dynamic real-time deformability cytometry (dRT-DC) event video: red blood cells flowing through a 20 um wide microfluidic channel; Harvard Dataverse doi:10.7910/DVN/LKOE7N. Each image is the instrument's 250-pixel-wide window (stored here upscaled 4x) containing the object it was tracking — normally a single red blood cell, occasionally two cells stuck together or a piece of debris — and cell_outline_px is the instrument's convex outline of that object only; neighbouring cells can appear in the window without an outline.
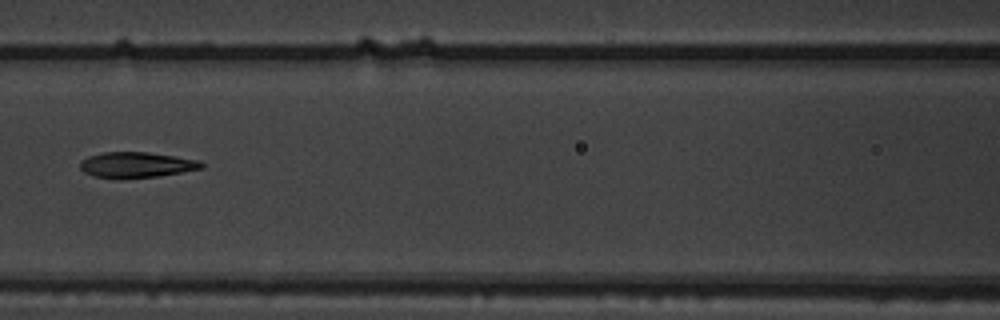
{"species": "common noctule bat (a hibernating species)", "species_latin": "Nyctalus noctula", "temperature_condition": "warm", "stored_images_in_passage": 8, "camera_frame_rate_fps": 3000, "um_per_image_px": 0.085, "animal": {"sex": "male", "body_mass_g": 19.5, "forearm_length_mm": 54.6}, "frame": {"image": 1, "passage_image": 5, "time_ms": 1.333, "image_size_px": [1000, 320], "cell_outline_px": [[204, 168], [160, 176], [116, 180], [92, 176], [84, 172], [80, 168], [80, 160], [88, 156], [104, 152], [148, 152], [200, 160], [204, 164]], "centroid_in_image_um": [11.57, 14.03], "position_along_channel_um": 155.0, "area_um2": 18.55}}
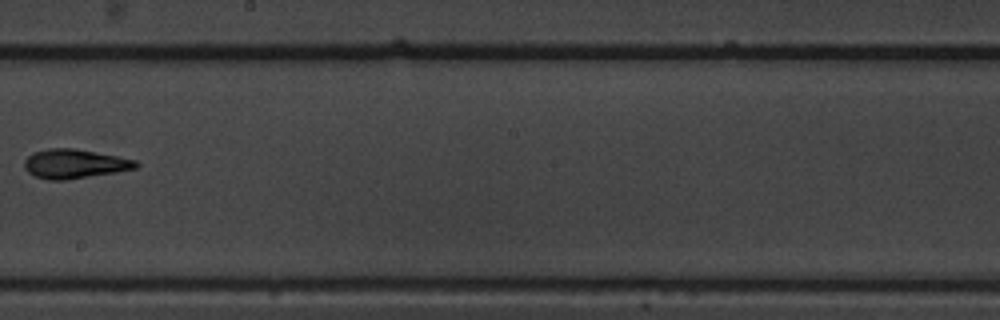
{"frame": {"image": 2, "passage_image": 7, "time_ms": 2.0, "image_size_px": [1000, 320], "cell_outline_px": [[140, 164], [136, 168], [116, 172], [64, 180], [48, 180], [36, 176], [28, 172], [24, 168], [24, 160], [32, 152], [48, 148], [72, 148], [116, 156], [136, 160]], "centroid_in_image_um": [6.3, 13.92], "position_along_channel_um": 241.9, "area_um2": 18.84}}
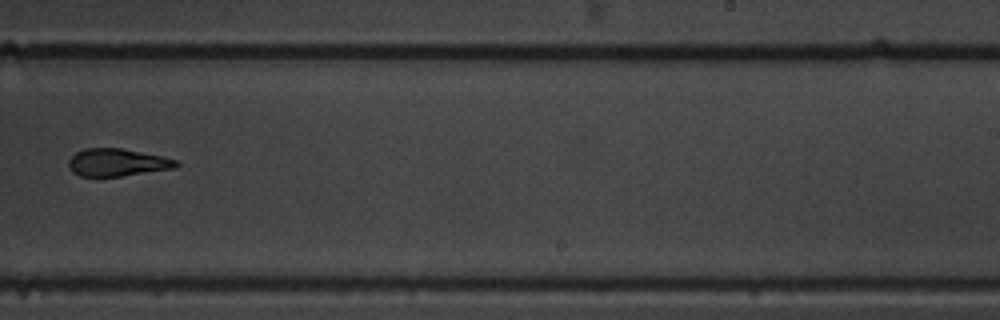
{"frame": {"image": 3, "passage_image": 8, "time_ms": 2.333, "image_size_px": [1000, 320], "cell_outline_px": [[180, 164], [176, 168], [120, 176], [80, 176], [72, 172], [68, 164], [68, 160], [76, 152], [84, 148], [120, 148], [160, 156], [176, 160]], "centroid_in_image_um": [9.94, 13.81], "position_along_channel_um": 279.1, "area_um2": 17.11}}